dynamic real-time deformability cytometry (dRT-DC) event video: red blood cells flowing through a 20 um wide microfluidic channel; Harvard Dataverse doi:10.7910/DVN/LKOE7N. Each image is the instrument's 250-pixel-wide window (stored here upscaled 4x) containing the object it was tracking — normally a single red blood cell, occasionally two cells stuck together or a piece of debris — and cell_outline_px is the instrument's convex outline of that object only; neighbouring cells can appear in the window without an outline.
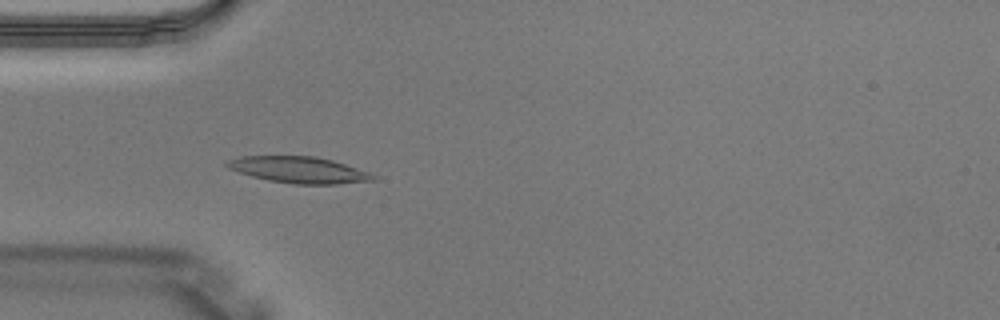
{"species": "Egyptian fruit bat (a non-hibernating species)", "species_latin": "Rousettus aegyptiacus", "temperature_condition": "warm", "stored_images_in_passage": 3, "camera_frame_rate_fps": 3000, "um_per_image_px": 0.085, "animal": {"sex": "male"}, "frame": {"image": 1, "passage_image": 2, "time_ms": 0.333, "image_size_px": [1000, 320], "cell_outline_px": [[376, 180], [336, 184], [292, 184], [268, 180], [252, 176], [228, 168], [224, 164], [228, 160], [240, 156], [316, 156], [332, 160], [368, 172], [376, 176]], "centroid_in_image_um": [25.39, 14.43], "position_along_channel_um": 59.6, "area_um2": 22.31}}